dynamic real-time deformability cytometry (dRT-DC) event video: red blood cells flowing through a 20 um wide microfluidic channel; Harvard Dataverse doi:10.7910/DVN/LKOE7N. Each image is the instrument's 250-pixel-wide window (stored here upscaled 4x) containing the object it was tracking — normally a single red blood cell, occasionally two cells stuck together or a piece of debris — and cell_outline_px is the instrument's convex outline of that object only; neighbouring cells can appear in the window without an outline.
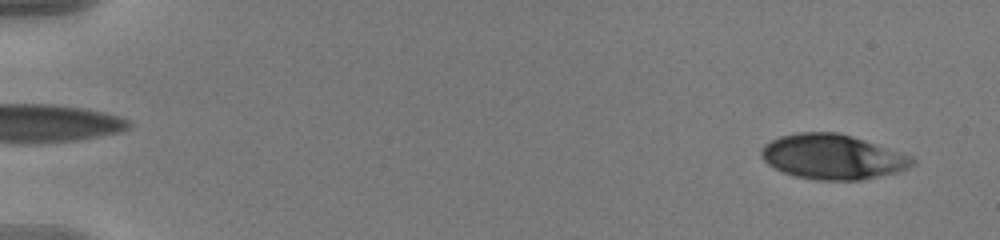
{"species": "human", "species_latin": "Homo sapiens", "temperature_condition": "warm", "stored_images_in_passage": 24, "camera_frame_rate_fps": 3000, "um_per_image_px": 0.085, "donor": {"sex": "male"}, "frame": {"image": 1, "passage_image": 2, "time_ms": 0.333, "image_size_px": [1000, 240], "cell_outline_px": [[916, 164], [908, 168], [896, 172], [860, 180], [816, 180], [796, 176], [784, 172], [768, 164], [760, 156], [760, 148], [764, 144], [780, 136], [800, 132], [840, 132], [912, 156], [916, 160]], "centroid_in_image_um": [70.76, 13.32], "position_along_channel_um": 14.2, "area_um2": 39.42}}
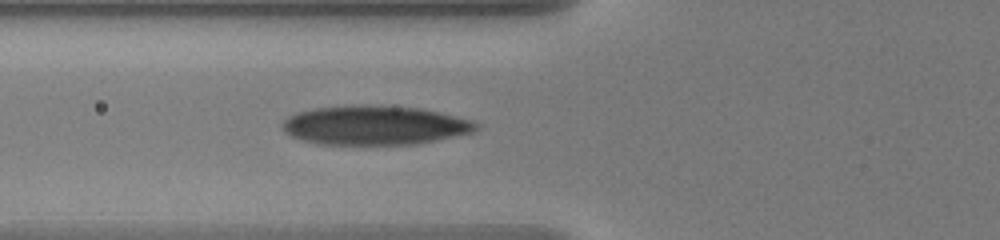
{"frame": {"image": 2, "passage_image": 18, "time_ms": 5.667, "image_size_px": [1000, 240], "cell_outline_px": [[480, 128], [472, 132], [416, 144], [320, 144], [304, 140], [292, 136], [284, 132], [280, 124], [288, 116], [296, 112], [316, 108], [360, 104], [420, 108], [472, 120], [480, 124]], "centroid_in_image_um": [31.83, 10.64], "position_along_channel_um": 94.0, "area_um2": 44.1}}
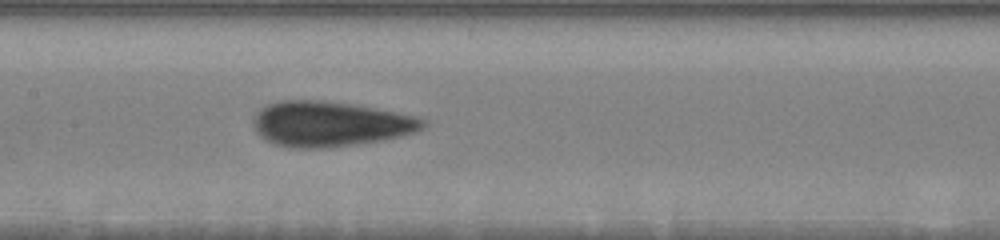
{"frame": {"image": 3, "passage_image": 24, "time_ms": 7.667, "image_size_px": [1000, 240], "cell_outline_px": [[428, 124], [424, 128], [416, 132], [384, 140], [356, 144], [324, 148], [288, 148], [272, 144], [260, 136], [256, 132], [252, 124], [252, 116], [260, 108], [268, 104], [280, 100], [324, 100], [356, 104], [416, 116], [428, 120]], "centroid_in_image_um": [28.04, 10.53], "position_along_channel_um": 179.4, "area_um2": 45.43}}